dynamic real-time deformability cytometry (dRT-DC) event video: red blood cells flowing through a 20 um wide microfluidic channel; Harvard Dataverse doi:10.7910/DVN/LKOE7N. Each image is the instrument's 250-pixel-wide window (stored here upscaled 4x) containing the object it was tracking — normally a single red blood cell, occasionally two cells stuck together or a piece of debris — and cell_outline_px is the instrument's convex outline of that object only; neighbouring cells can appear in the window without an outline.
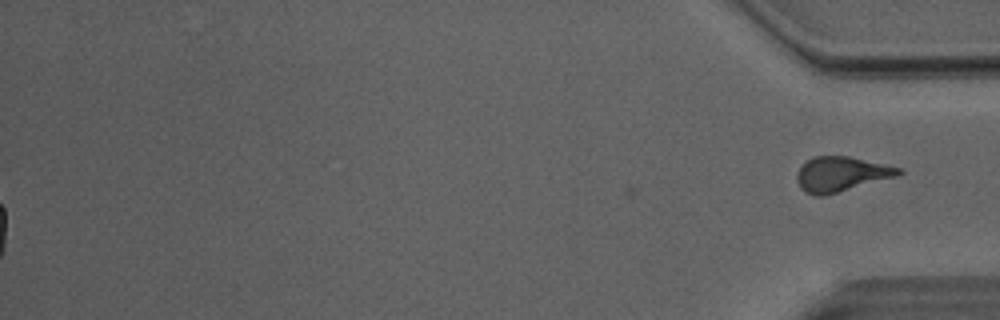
{"species": "Egyptian fruit bat (a non-hibernating species)", "species_latin": "Rousettus aegyptiacus", "temperature_condition": "room temperature", "stored_images_in_passage": 36, "segment_of_instrument_passage": [2, 2], "camera_frame_rate_fps": 3000, "um_per_image_px": 0.085, "animal": {"sex": "male"}, "frame": {"image": 1, "passage_image": 36, "time_ms": 11.667, "image_size_px": [1000, 320], "cell_outline_px": [[904, 172], [900, 176], [824, 196], [816, 196], [804, 192], [800, 188], [796, 180], [796, 176], [800, 168], [812, 156], [848, 156], [900, 168]], "centroid_in_image_um": [71.51, 14.82], "position_along_channel_um": 363.7, "area_um2": 20.75}}